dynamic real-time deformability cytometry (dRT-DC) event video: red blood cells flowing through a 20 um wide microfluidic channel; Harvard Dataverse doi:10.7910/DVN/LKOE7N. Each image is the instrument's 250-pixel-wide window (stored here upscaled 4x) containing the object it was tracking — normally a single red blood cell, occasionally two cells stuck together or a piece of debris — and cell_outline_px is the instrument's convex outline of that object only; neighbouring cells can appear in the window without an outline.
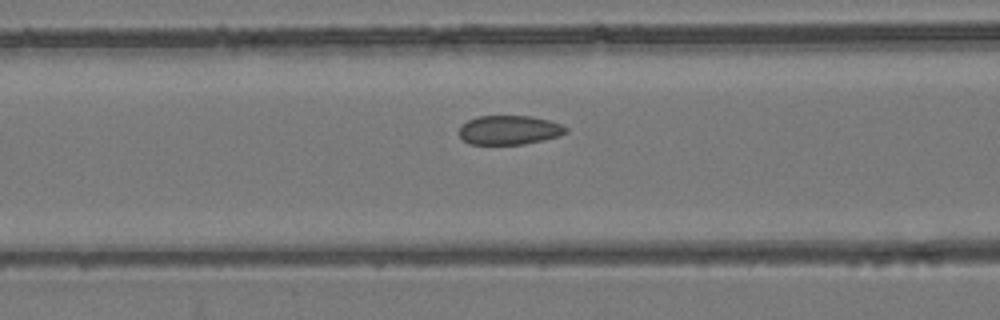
{"species": "common noctule bat (a hibernating species)", "species_latin": "Nyctalus noctula", "temperature_condition": "room temperature", "stored_images_in_passage": 51, "camera_frame_rate_fps": 3000, "um_per_image_px": 0.085, "animal": {"sex": "female", "body_mass_g": 24.6, "forearm_length_mm": 56.2}, "frame": {"image": 1, "passage_image": 20, "time_ms": 6.333, "image_size_px": [1000, 320], "cell_outline_px": [[568, 132], [560, 136], [544, 140], [524, 144], [468, 144], [460, 136], [460, 128], [468, 120], [476, 116], [532, 116], [548, 120], [560, 124], [568, 128]], "centroid_in_image_um": [43.32, 11.05], "position_along_channel_um": 123.3, "area_um2": 18.15}}
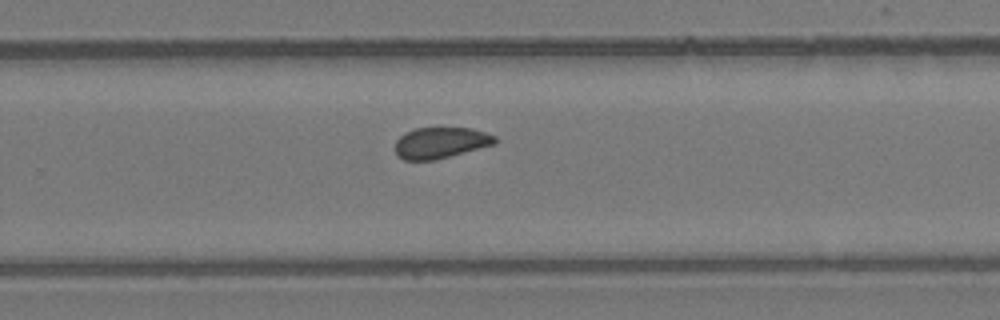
{"frame": {"image": 2, "passage_image": 33, "time_ms": 10.667, "image_size_px": [1000, 320], "cell_outline_px": [[496, 144], [436, 160], [404, 160], [396, 152], [396, 140], [404, 132], [416, 128], [472, 128], [496, 136]], "centroid_in_image_um": [37.47, 12.13], "position_along_channel_um": 292.3, "area_um2": 18.09}}
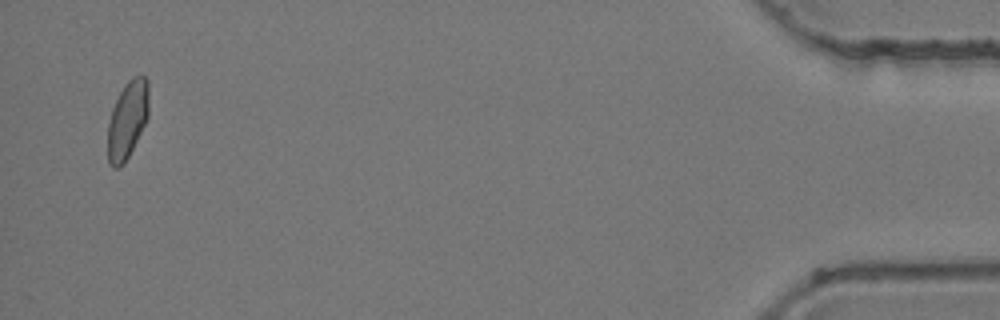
{"frame": {"image": 3, "passage_image": 50, "time_ms": 16.333, "image_size_px": [1000, 320], "cell_outline_px": [[148, 116], [124, 164], [120, 168], [112, 168], [108, 164], [108, 124], [112, 108], [124, 84], [132, 76], [144, 76], [148, 80]], "centroid_in_image_um": [10.81, 10.18], "position_along_channel_um": 424.4, "area_um2": 18.44}, "authors_computed_cell_mechanics": {"area_um2": 19.1318, "velocity_mm_per_s": 3.9095, "shape_relaxation_time_tau1_ms": null, "shape_relaxation_time_tau2_ms": 1.3802, "deformation_change_tau1": null, "deformation_change_tau2": 0.044}}